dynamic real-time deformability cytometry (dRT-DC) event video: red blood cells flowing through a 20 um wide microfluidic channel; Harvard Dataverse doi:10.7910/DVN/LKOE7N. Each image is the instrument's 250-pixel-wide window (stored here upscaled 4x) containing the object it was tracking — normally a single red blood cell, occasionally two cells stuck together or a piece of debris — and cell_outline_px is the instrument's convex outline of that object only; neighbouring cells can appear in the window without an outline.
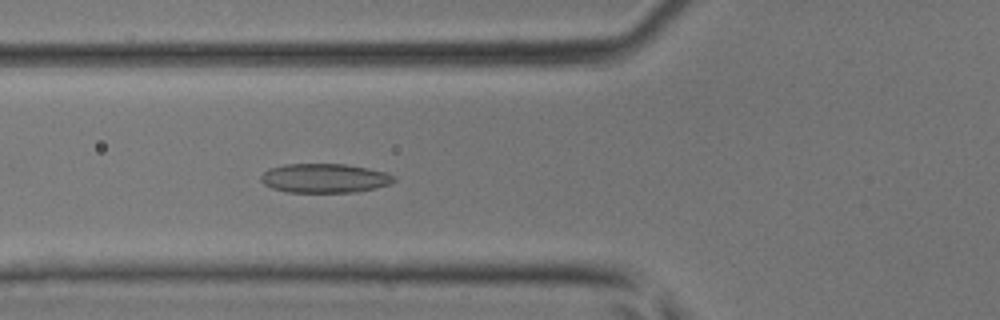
{"species": "common noctule bat (a hibernating species)", "species_latin": "Nyctalus noctula", "temperature_condition": "room temperature", "stored_images_in_passage": 37, "camera_frame_rate_fps": 3000, "um_per_image_px": 0.085, "animal": {"sex": "male", "body_mass_g": 17.9, "forearm_length_mm": 54.2}, "frame": {"image": 1, "passage_image": 10, "time_ms": 3.0, "image_size_px": [1000, 320], "cell_outline_px": [[396, 180], [388, 184], [376, 188], [356, 192], [288, 192], [272, 188], [264, 184], [260, 180], [260, 176], [268, 168], [284, 164], [344, 164], [368, 168], [384, 172], [396, 176]], "centroid_in_image_um": [27.57, 15.14], "position_along_channel_um": 98.2, "area_um2": 22.66}}
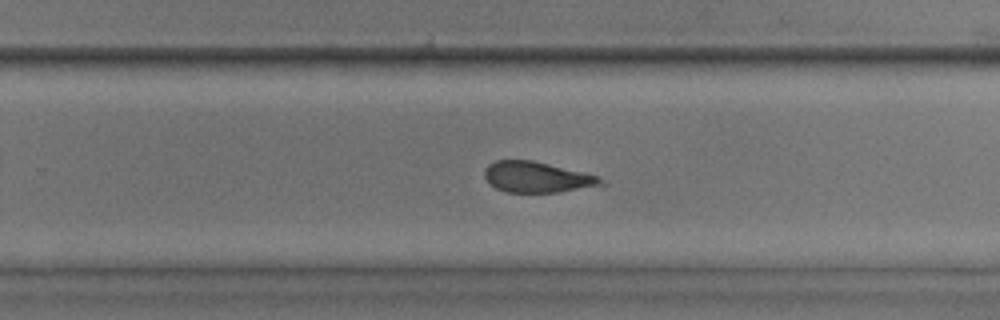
{"frame": {"image": 2, "passage_image": 22, "time_ms": 7.0, "image_size_px": [1000, 320], "cell_outline_px": [[608, 184], [556, 192], [504, 192], [496, 188], [484, 176], [484, 168], [488, 164], [496, 160], [532, 160], [584, 172], [596, 176]], "centroid_in_image_um": [45.62, 15.05], "position_along_channel_um": 284.2, "area_um2": 20.69}}
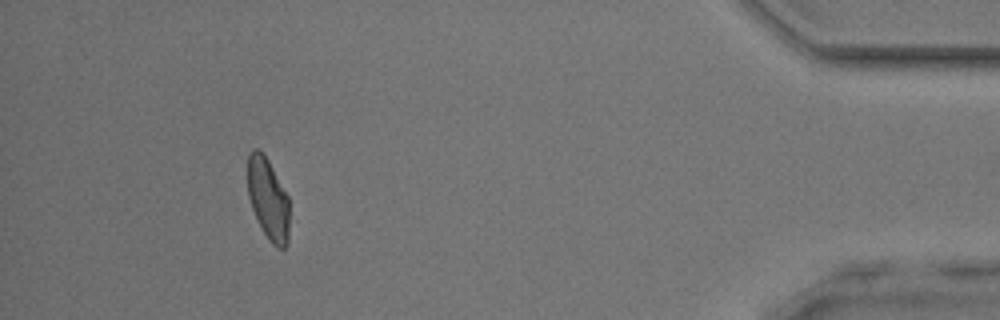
{"frame": {"image": 3, "passage_image": 34, "time_ms": 11.0, "image_size_px": [1000, 320], "cell_outline_px": [[288, 244], [284, 248], [276, 248], [268, 240], [252, 208], [248, 196], [248, 152], [252, 148], [256, 148], [268, 160], [288, 196]], "centroid_in_image_um": [22.78, 16.92], "position_along_channel_um": 412.4, "area_um2": 19.59}}